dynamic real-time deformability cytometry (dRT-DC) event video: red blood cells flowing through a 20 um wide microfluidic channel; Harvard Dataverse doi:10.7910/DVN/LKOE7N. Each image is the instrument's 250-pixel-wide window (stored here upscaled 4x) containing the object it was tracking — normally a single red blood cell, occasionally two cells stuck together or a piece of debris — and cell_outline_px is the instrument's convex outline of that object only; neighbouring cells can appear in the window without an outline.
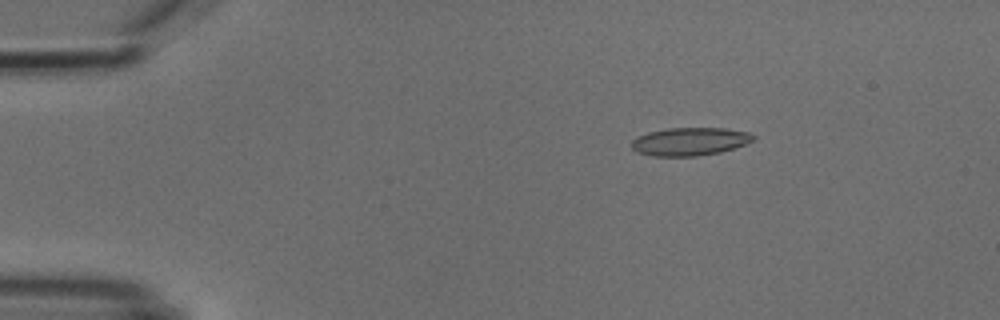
{"species": "common noctule bat (a hibernating species)", "species_latin": "Nyctalus noctula", "temperature_condition": "cold", "stored_images_in_passage": 3, "camera_frame_rate_fps": 3000, "um_per_image_px": 0.085, "animal": {"sex": "male", "body_mass_g": 18.8}, "frame": {"image": 1, "passage_image": 3, "time_ms": 3.0, "image_size_px": [1000, 320], "cell_outline_px": [[756, 136], [752, 140], [736, 148], [720, 152], [696, 156], [652, 156], [636, 152], [632, 148], [632, 140], [636, 136], [648, 132], [668, 128], [724, 128], [748, 132]], "centroid_in_image_um": [58.61, 12.03], "position_along_channel_um": 26.4, "area_um2": 19.94}}